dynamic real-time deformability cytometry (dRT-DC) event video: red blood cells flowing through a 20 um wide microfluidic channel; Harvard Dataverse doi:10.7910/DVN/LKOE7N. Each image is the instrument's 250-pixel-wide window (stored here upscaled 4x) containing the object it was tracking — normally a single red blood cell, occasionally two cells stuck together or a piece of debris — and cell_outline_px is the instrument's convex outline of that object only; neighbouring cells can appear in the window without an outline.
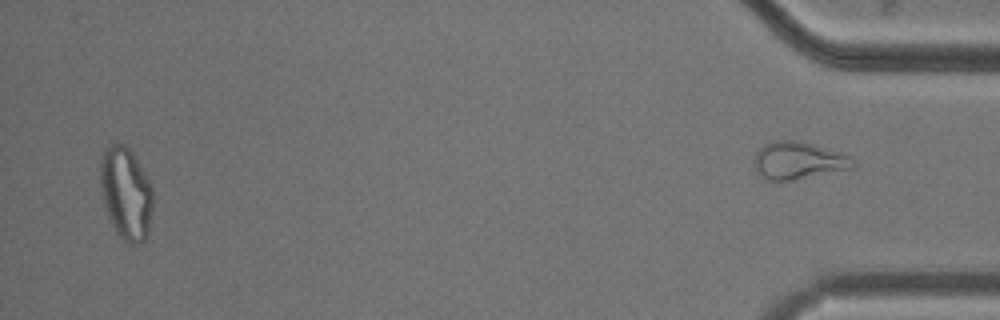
{"species": "common noctule bat (a hibernating species)", "species_latin": "Nyctalus noctula", "temperature_condition": "cold", "stored_images_in_passage": 53, "segment_of_instrument_passage": [2, 2], "camera_frame_rate_fps": 3000, "um_per_image_px": 0.085, "animal": {"sex": "male", "body_mass_g": 20.5, "forearm_length_mm": 52.5}, "frame": {"image": 1, "passage_image": 53, "time_ms": 17.333, "image_size_px": [1000, 320], "cell_outline_px": [[856, 164], [852, 168], [792, 180], [768, 180], [756, 172], [752, 160], [756, 152], [764, 144], [772, 140], [800, 140], [848, 156]], "centroid_in_image_um": [67.77, 13.64], "position_along_channel_um": 367.4, "area_um2": 21.33}}